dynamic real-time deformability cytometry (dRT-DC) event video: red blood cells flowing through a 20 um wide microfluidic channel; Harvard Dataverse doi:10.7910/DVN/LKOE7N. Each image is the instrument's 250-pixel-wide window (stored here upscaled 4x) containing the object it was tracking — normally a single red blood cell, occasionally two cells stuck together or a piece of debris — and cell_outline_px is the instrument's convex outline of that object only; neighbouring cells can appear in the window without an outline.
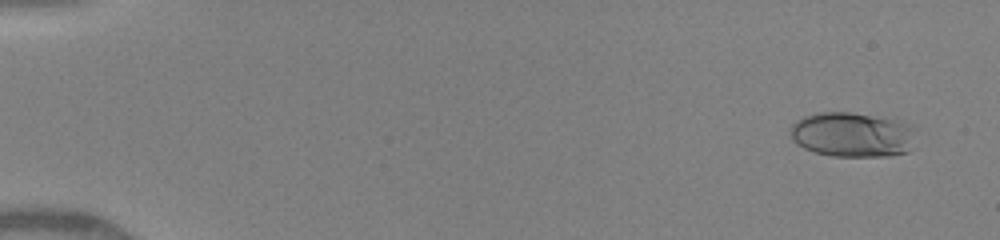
{"species": "human", "species_latin": "Homo sapiens", "temperature_condition": "warm", "stored_images_in_passage": 40, "camera_frame_rate_fps": 3000, "um_per_image_px": 0.085, "donor": {"sex": "female"}, "frame": {"image": 1, "passage_image": 1, "time_ms": 0.0, "image_size_px": [1000, 240], "cell_outline_px": [[916, 128], [912, 148], [908, 152], [888, 156], [832, 156], [816, 152], [804, 148], [796, 144], [792, 140], [792, 124], [796, 120], [804, 116], [816, 112], [852, 112], [904, 120], [912, 124]], "centroid_in_image_um": [72.52, 11.43], "position_along_channel_um": 12.5, "area_um2": 33.41}}
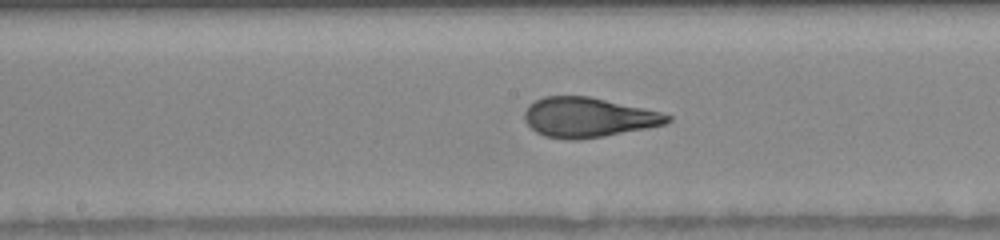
{"frame": {"image": 2, "passage_image": 21, "time_ms": 8.0, "image_size_px": [1000, 240], "cell_outline_px": [[672, 120], [664, 124], [648, 128], [604, 136], [580, 140], [568, 140], [544, 136], [536, 132], [524, 120], [524, 112], [528, 104], [544, 96], [588, 96], [644, 108], [660, 112], [672, 116]], "centroid_in_image_um": [49.98, 9.98], "position_along_channel_um": 198.2, "area_um2": 33.18}}
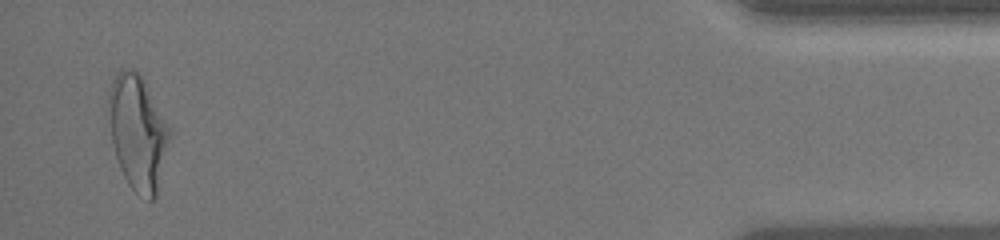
{"frame": {"image": 3, "passage_image": 40, "time_ms": 15.0, "image_size_px": [1000, 240], "cell_outline_px": [[172, 136], [156, 196], [152, 200], [148, 200], [136, 192], [128, 184], [120, 168], [104, 128], [108, 92], [112, 80], [120, 72], [128, 68], [136, 72], [144, 80], [168, 124], [172, 132]], "centroid_in_image_um": [11.65, 11.27], "position_along_channel_um": 423.5, "area_um2": 41.91}, "authors_computed_cell_mechanics": {"area_um2": 33.0616, "velocity_mm_per_s": 4.182, "shape_relaxation_time_tau1_ms": 4.6743, "shape_relaxation_time_tau2_ms": 0.7225, "deformation_change_tau1": 0.1924, "deformation_change_tau2": 0.0797}}